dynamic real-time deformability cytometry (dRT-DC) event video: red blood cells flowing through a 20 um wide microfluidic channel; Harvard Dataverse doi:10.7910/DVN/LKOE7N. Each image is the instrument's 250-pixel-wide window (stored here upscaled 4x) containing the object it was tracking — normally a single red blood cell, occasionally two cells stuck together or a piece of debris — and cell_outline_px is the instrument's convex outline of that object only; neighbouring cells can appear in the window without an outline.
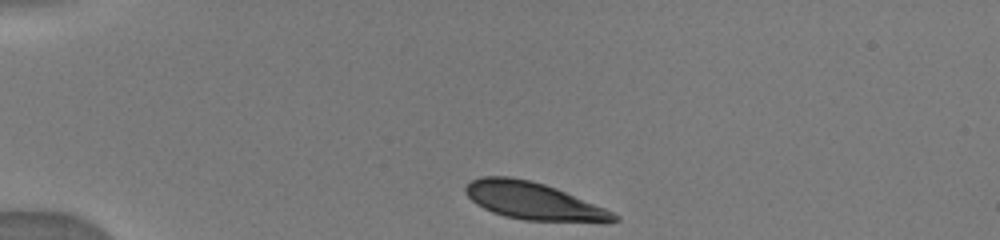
{"species": "human", "species_latin": "Homo sapiens", "temperature_condition": "warm", "stored_images_in_passage": 47, "camera_frame_rate_fps": 3000, "um_per_image_px": 0.085, "donor": {"sex": "male"}, "frame": {"image": 1, "passage_image": 1, "time_ms": 0.0, "image_size_px": [1000, 240], "cell_outline_px": [[620, 220], [524, 220], [504, 216], [492, 212], [476, 204], [464, 192], [464, 188], [472, 180], [480, 176], [508, 176], [532, 180], [556, 188], [604, 208], [620, 216]], "centroid_in_image_um": [45.22, 17.04], "position_along_channel_um": 39.8, "area_um2": 31.39}}
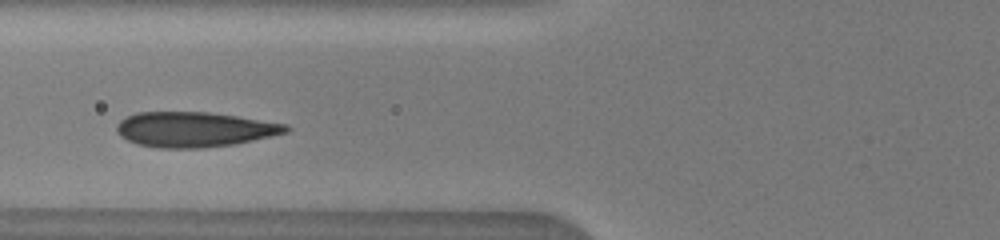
{"frame": {"image": 2, "passage_image": 12, "time_ms": 3.0, "image_size_px": [1000, 240], "cell_outline_px": [[292, 128], [288, 132], [272, 136], [236, 144], [200, 148], [156, 148], [136, 144], [120, 136], [116, 132], [116, 124], [120, 120], [136, 112], [208, 112], [236, 116], [288, 124]], "centroid_in_image_um": [16.52, 11.01], "position_along_channel_um": 109.3, "area_um2": 34.85}}
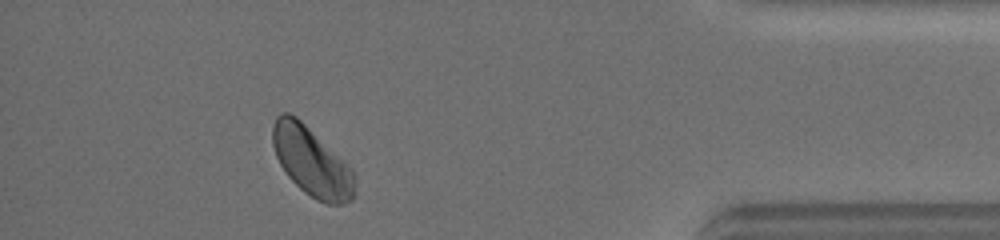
{"frame": {"image": 3, "passage_image": 42, "time_ms": 11.333, "image_size_px": [1000, 240], "cell_outline_px": [[356, 192], [352, 200], [344, 204], [324, 204], [316, 200], [304, 192], [288, 176], [280, 164], [276, 156], [272, 144], [272, 124], [276, 116], [280, 112], [288, 112], [296, 116], [352, 168], [356, 188]], "centroid_in_image_um": [26.48, 13.75], "position_along_channel_um": 408.7, "area_um2": 33.12}}